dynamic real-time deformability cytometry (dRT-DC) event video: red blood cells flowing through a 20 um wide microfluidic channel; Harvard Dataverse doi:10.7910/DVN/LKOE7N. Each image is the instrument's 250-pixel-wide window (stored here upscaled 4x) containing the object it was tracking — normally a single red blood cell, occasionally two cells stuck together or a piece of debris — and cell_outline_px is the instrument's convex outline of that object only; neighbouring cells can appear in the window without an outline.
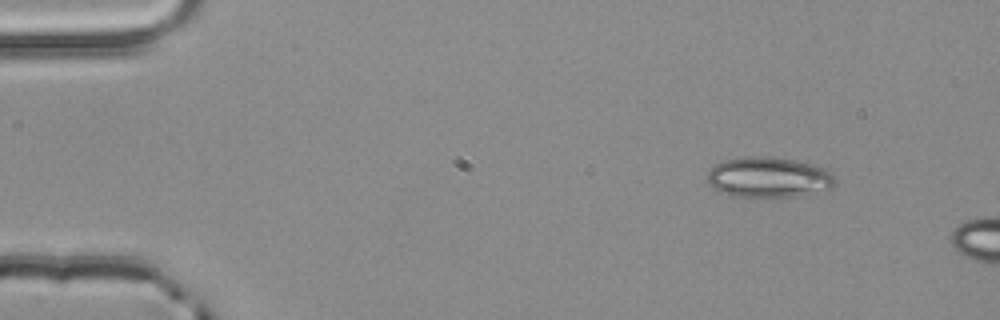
{"species": "common noctule bat (a hibernating species)", "species_latin": "Nyctalus noctula", "temperature_condition": "room temperature", "stored_images_in_passage": 2, "camera_frame_rate_fps": 3000, "um_per_image_px": 0.085, "animal": {"sex": "male", "body_mass_g": 20.4}, "frame": {"image": 1, "passage_image": 1, "time_ms": 0.0, "image_size_px": [1000, 320], "cell_outline_px": [[836, 184], [832, 188], [792, 196], [728, 196], [712, 188], [708, 184], [708, 172], [720, 160], [748, 156], [772, 156], [812, 164], [824, 168], [832, 172], [836, 180]], "centroid_in_image_um": [65.3, 15.05], "position_along_channel_um": 19.7, "area_um2": 30.11}}